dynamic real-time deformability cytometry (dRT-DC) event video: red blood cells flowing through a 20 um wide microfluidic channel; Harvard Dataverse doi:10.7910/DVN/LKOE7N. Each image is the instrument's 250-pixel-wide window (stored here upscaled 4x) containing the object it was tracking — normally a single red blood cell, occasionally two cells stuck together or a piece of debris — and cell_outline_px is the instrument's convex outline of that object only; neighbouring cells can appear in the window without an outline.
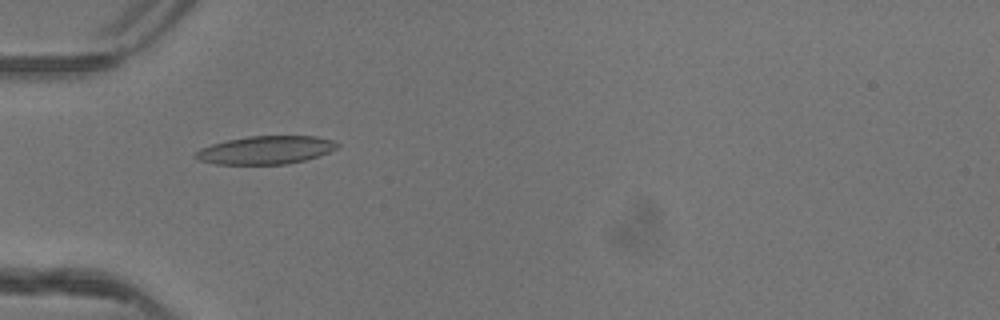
{"species": "common noctule bat (a hibernating species)", "species_latin": "Nyctalus noctula", "temperature_condition": "warm", "stored_images_in_passage": 36, "camera_frame_rate_fps": 3000, "um_per_image_px": 0.085, "animal": {"sex": "female"}, "frame": {"image": 1, "passage_image": 2, "time_ms": 0.333, "image_size_px": [1000, 320], "cell_outline_px": [[340, 144], [336, 148], [328, 152], [304, 160], [284, 164], [216, 164], [200, 160], [192, 156], [200, 148], [212, 144], [228, 140], [248, 136], [316, 136], [332, 140]], "centroid_in_image_um": [22.56, 12.75], "position_along_channel_um": 62.4, "area_um2": 23.0}}
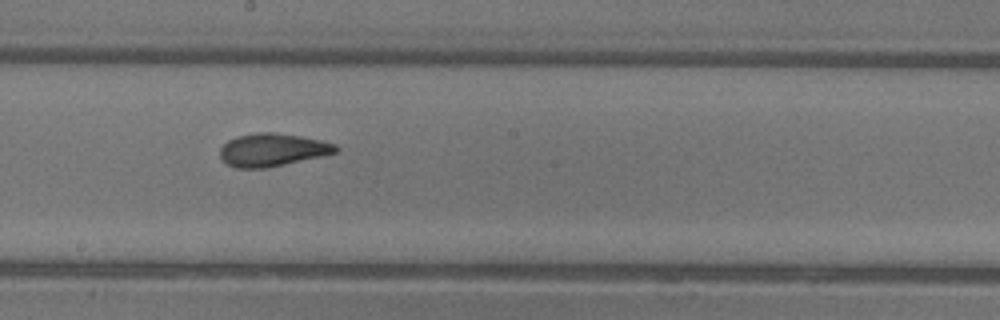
{"frame": {"image": 2, "passage_image": 14, "time_ms": 4.333, "image_size_px": [1000, 320], "cell_outline_px": [[340, 152], [268, 168], [236, 168], [228, 164], [220, 156], [220, 148], [228, 140], [236, 136], [256, 132], [276, 132], [324, 140], [336, 144], [340, 148]], "centroid_in_image_um": [23.21, 12.73], "position_along_channel_um": 225.0, "area_um2": 22.48}}
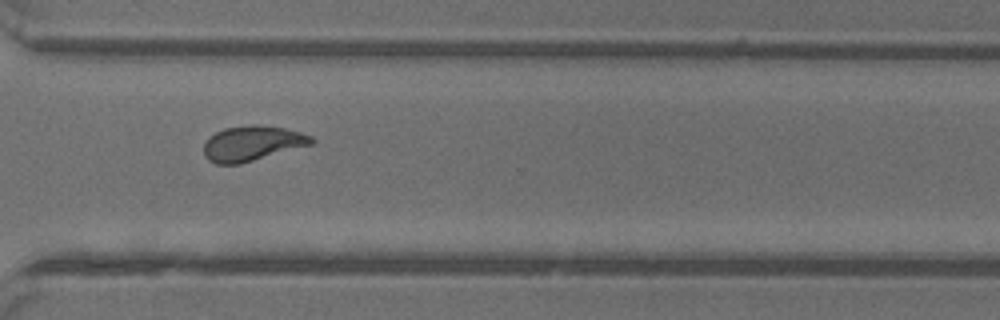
{"frame": {"image": 3, "passage_image": 23, "time_ms": 7.333, "image_size_px": [1000, 320], "cell_outline_px": [[316, 140], [312, 144], [240, 164], [216, 164], [208, 160], [204, 156], [204, 144], [208, 136], [224, 128], [256, 124], [260, 124], [284, 128], [300, 132], [312, 136]], "centroid_in_image_um": [21.42, 12.18], "position_along_channel_um": 349.2, "area_um2": 22.08}, "authors_computed_cell_mechanics": {"area_um2": 21.964, "velocity_mm_per_s": 4.16, "shape_relaxation_time_tau1_ms": 4.9043, "shape_relaxation_time_tau2_ms": 1.1714, "deformation_change_tau1": 0.1761, "deformation_change_tau2": 0.0697}}